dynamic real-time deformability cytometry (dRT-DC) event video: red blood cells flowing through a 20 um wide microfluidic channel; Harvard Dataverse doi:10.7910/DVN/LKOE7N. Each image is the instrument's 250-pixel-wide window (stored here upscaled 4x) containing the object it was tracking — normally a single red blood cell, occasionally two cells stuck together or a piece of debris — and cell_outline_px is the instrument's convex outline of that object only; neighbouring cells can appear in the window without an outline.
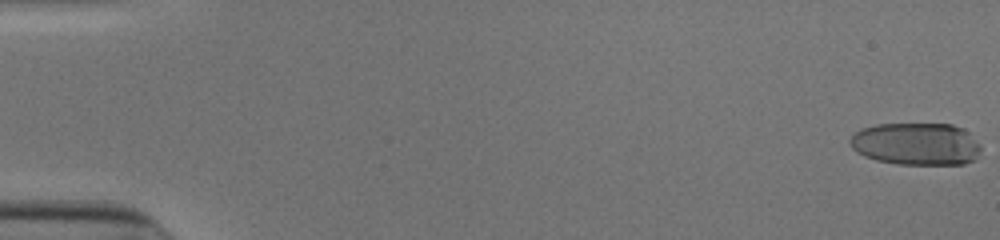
{"species": "human", "species_latin": "Homo sapiens", "temperature_condition": "cold", "stored_images_in_passage": 53, "camera_frame_rate_fps": 3000, "um_per_image_px": 0.085, "donor": {"sex": "male"}, "frame": {"image": 1, "passage_image": 1, "time_ms": 0.0, "image_size_px": [1000, 240], "cell_outline_px": [[980, 152], [976, 160], [964, 164], [896, 164], [876, 160], [864, 156], [856, 152], [852, 148], [848, 140], [860, 128], [876, 124], [952, 124], [964, 128], [980, 144]], "centroid_in_image_um": [77.88, 12.23], "position_along_channel_um": 7.1, "area_um2": 32.71}}
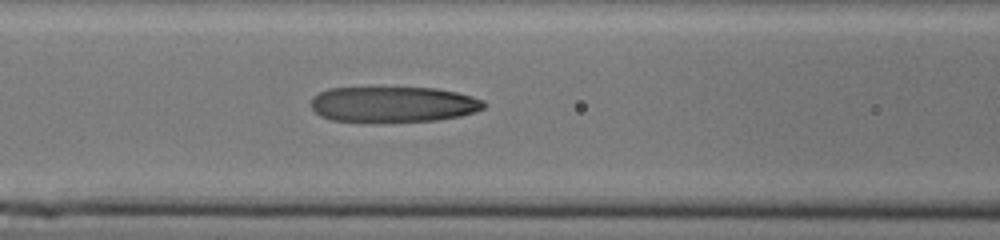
{"frame": {"image": 2, "passage_image": 24, "time_ms": 7.667, "image_size_px": [1000, 240], "cell_outline_px": [[488, 104], [484, 108], [476, 112], [460, 116], [436, 120], [332, 120], [320, 116], [312, 108], [312, 96], [328, 88], [436, 88], [456, 92], [472, 96], [484, 100]], "centroid_in_image_um": [33.47, 8.84], "position_along_channel_um": 133.1, "area_um2": 35.32}}
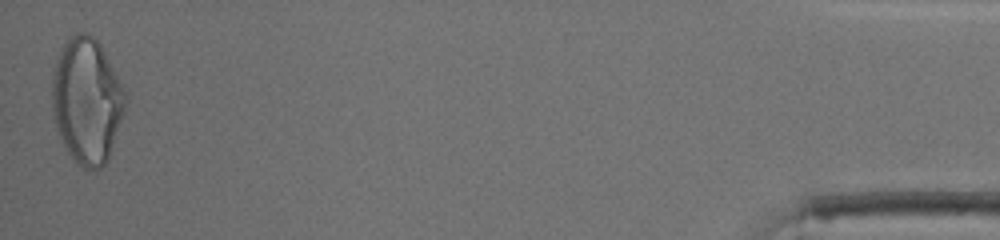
{"frame": {"image": 3, "passage_image": 53, "time_ms": 17.333, "image_size_px": [1000, 240], "cell_outline_px": [[128, 100], [108, 160], [100, 168], [92, 172], [76, 164], [68, 152], [56, 128], [52, 108], [52, 72], [60, 48], [76, 32], [88, 32], [100, 44], [124, 88], [128, 96]], "centroid_in_image_um": [7.38, 8.58], "position_along_channel_um": 427.8, "area_um2": 53.93}, "authors_computed_cell_mechanics": {"area_um2": 36.5874, "velocity_mm_per_s": 3.9564, "shape_relaxation_time_tau1_ms": 6.3185, "shape_relaxation_time_tau2_ms": 1.3808, "deformation_change_tau1": 0.2854, "deformation_change_tau2": 0.0918}}